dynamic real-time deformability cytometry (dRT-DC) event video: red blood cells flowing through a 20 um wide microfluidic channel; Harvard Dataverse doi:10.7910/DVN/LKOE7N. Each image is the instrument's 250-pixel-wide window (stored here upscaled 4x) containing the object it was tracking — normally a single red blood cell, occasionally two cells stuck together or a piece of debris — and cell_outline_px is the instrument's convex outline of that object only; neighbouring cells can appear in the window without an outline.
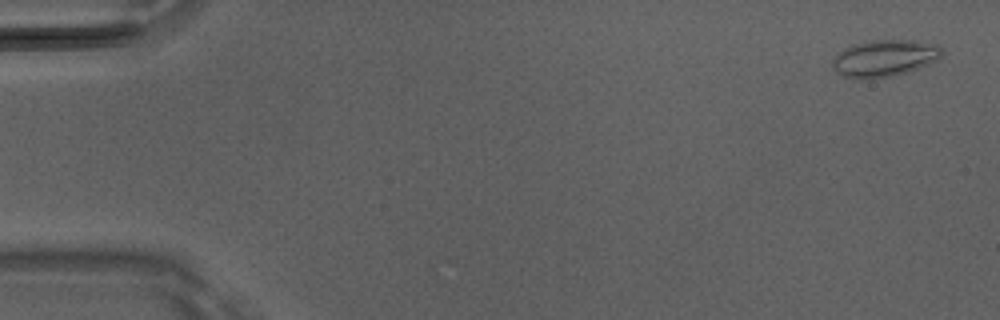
{"species": "Egyptian fruit bat (a non-hibernating species)", "species_latin": "Rousettus aegyptiacus", "temperature_condition": "room temperature", "stored_images_in_passage": 49, "camera_frame_rate_fps": 3000, "um_per_image_px": 0.085, "animal": {"sex": "male"}, "frame": {"image": 1, "passage_image": 1, "time_ms": 0.0, "image_size_px": [1000, 320], "cell_outline_px": [[944, 52], [936, 60], [920, 68], [908, 72], [892, 76], [860, 80], [852, 80], [844, 76], [832, 68], [832, 60], [844, 48], [852, 44], [872, 40], [912, 40], [940, 44]], "centroid_in_image_um": [75.19, 4.95], "position_along_channel_um": 9.8, "area_um2": 23.81}}
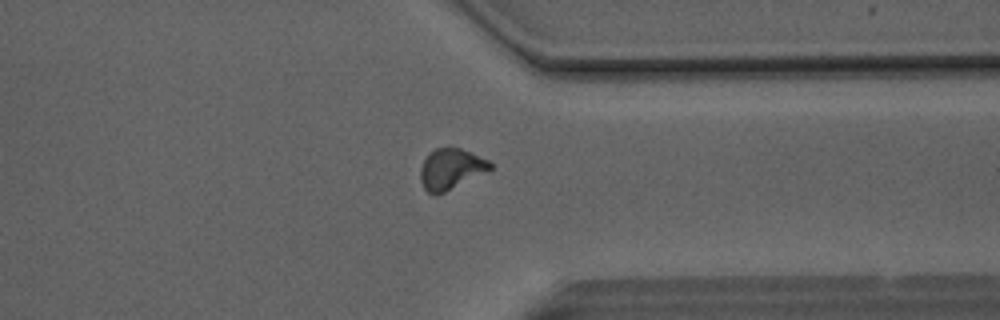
{"frame": {"image": 2, "passage_image": 38, "time_ms": 12.333, "image_size_px": [1000, 320], "cell_outline_px": [[492, 168], [436, 196], [432, 196], [424, 188], [420, 180], [420, 168], [428, 152], [436, 148], [448, 144], [472, 152], [488, 160], [492, 164]], "centroid_in_image_um": [38.27, 14.32], "position_along_channel_um": 373.1, "area_um2": 16.76}}
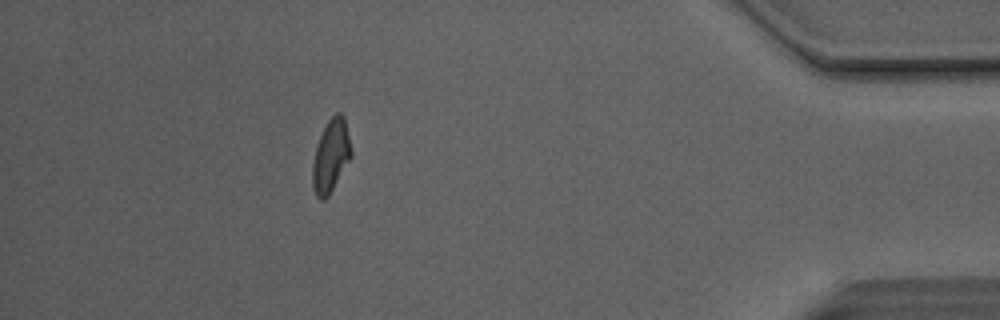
{"frame": {"image": 3, "passage_image": 44, "time_ms": 14.333, "image_size_px": [1000, 320], "cell_outline_px": [[352, 156], [328, 196], [324, 200], [320, 200], [316, 196], [312, 184], [312, 164], [316, 148], [320, 136], [328, 120], [336, 112], [340, 112], [344, 116], [352, 152]], "centroid_in_image_um": [28.12, 13.25], "position_along_channel_um": 407.1, "area_um2": 16.24}, "authors_computed_cell_mechanics": {"area_um2": 16.4152, "velocity_mm_per_s": 4.1323, "shape_relaxation_time_tau1_ms": null, "shape_relaxation_time_tau2_ms": 2.4955, "deformation_change_tau1": null, "deformation_change_tau2": 0.0845}}